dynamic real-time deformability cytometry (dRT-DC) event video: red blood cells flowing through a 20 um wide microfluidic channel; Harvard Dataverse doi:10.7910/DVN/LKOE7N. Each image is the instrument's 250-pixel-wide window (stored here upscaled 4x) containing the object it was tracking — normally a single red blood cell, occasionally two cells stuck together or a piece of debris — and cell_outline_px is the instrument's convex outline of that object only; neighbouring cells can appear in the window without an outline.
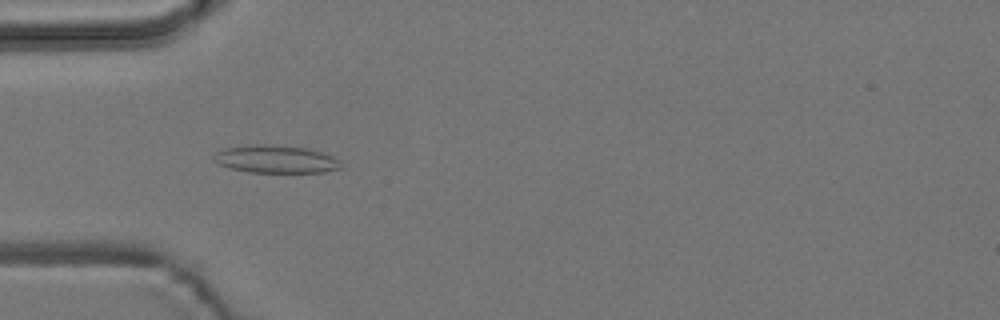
{"species": "common noctule bat (a hibernating species)", "species_latin": "Nyctalus noctula", "temperature_condition": "room temperature", "stored_images_in_passage": 55, "camera_frame_rate_fps": 3000, "um_per_image_px": 0.085, "animal": {"sex": "male", "body_mass_g": 19.2, "forearm_length_mm": 51.8}, "frame": {"image": 1, "passage_image": 17, "time_ms": 5.333, "image_size_px": [1000, 320], "cell_outline_px": [[344, 168], [324, 172], [248, 172], [232, 168], [220, 164], [212, 160], [212, 156], [216, 152], [224, 148], [248, 144], [272, 144], [308, 148], [324, 152], [340, 160]], "centroid_in_image_um": [23.47, 13.51], "position_along_channel_um": 61.5, "area_um2": 20.92}}
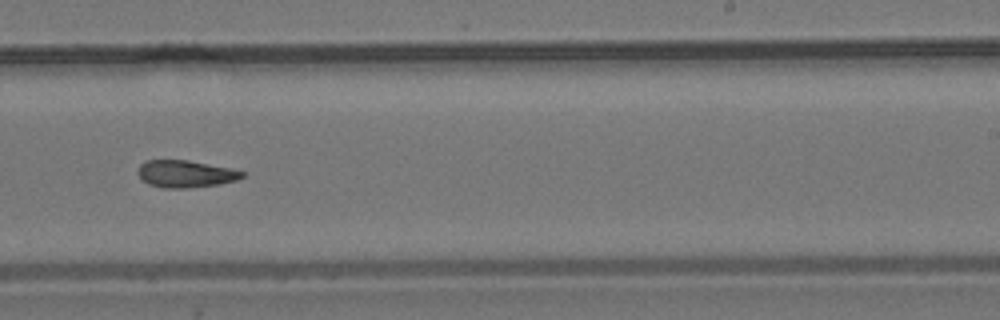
{"frame": {"image": 2, "passage_image": 34, "time_ms": 11.0, "image_size_px": [1000, 320], "cell_outline_px": [[244, 176], [236, 180], [220, 184], [188, 188], [164, 188], [148, 184], [136, 172], [140, 164], [144, 160], [188, 160], [232, 168], [244, 172]], "centroid_in_image_um": [15.76, 14.77], "position_along_channel_um": 273.2, "area_um2": 16.59}}
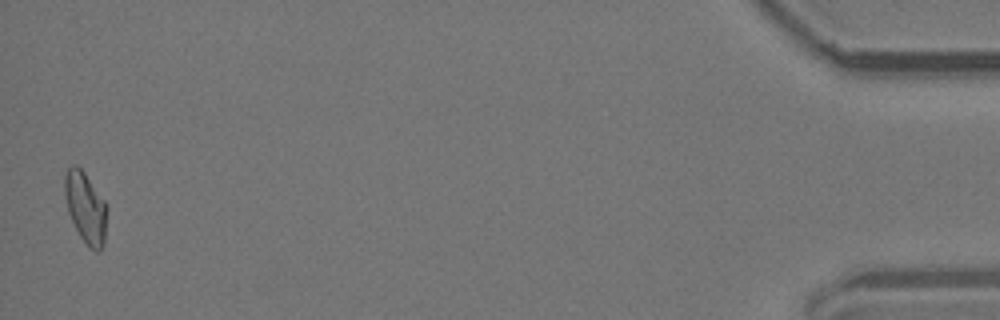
{"frame": {"image": 3, "passage_image": 54, "time_ms": 17.667, "image_size_px": [1000, 320], "cell_outline_px": [[104, 244], [100, 252], [96, 252], [88, 248], [80, 236], [68, 212], [64, 192], [64, 176], [68, 168], [72, 164], [76, 164], [84, 172], [104, 200]], "centroid_in_image_um": [7.23, 17.64], "position_along_channel_um": 428.0, "area_um2": 17.05}, "authors_computed_cell_mechanics": {"area_um2": 17.1666, "velocity_mm_per_s": 3.7691, "shape_relaxation_time_tau1_ms": null, "shape_relaxation_time_tau2_ms": 7.2647, "deformation_change_tau1": null, "deformation_change_tau2": 0.161}}